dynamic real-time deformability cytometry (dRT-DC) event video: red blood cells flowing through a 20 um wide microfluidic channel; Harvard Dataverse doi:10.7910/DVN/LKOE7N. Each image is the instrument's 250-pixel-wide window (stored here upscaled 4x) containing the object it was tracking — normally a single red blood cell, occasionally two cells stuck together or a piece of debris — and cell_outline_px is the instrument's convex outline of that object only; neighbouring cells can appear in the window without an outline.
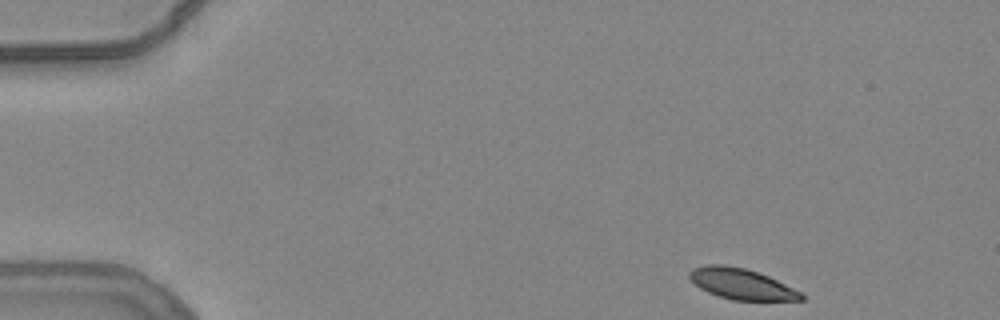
{"species": "common noctule bat (a hibernating species)", "species_latin": "Nyctalus noctula", "temperature_condition": "warm", "stored_images_in_passage": 49, "camera_frame_rate_fps": 3000, "um_per_image_px": 0.085, "animal": {"sex": "female", "body_mass_g": 24.6, "forearm_length_mm": 56.2}, "frame": {"image": 1, "passage_image": 1, "time_ms": 0.0, "image_size_px": [1000, 320], "cell_outline_px": [[804, 300], [732, 300], [708, 292], [700, 288], [688, 276], [688, 272], [692, 268], [708, 264], [724, 264], [744, 268], [768, 276], [804, 292]], "centroid_in_image_um": [63.04, 24.13], "position_along_channel_um": 22.0, "area_um2": 20.06}}
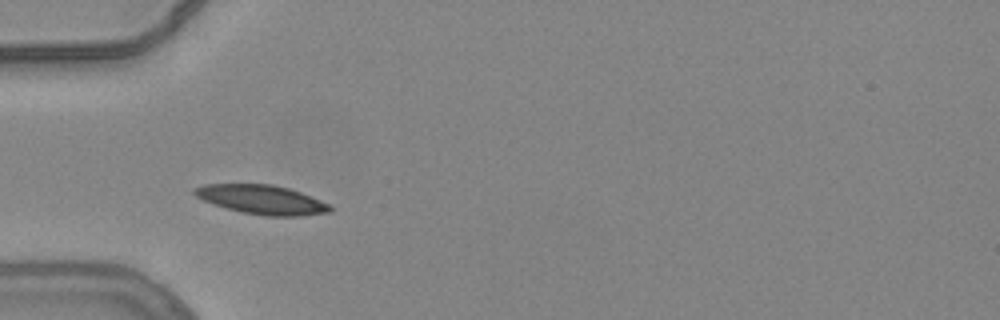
{"frame": {"image": 2, "passage_image": 12, "time_ms": 3.667, "image_size_px": [1000, 320], "cell_outline_px": [[332, 212], [300, 216], [264, 216], [240, 212], [212, 204], [196, 196], [192, 192], [192, 188], [204, 184], [272, 184], [288, 188], [300, 192], [320, 200], [328, 204], [332, 208]], "centroid_in_image_um": [22.23, 16.97], "position_along_channel_um": 62.8, "area_um2": 23.12}}
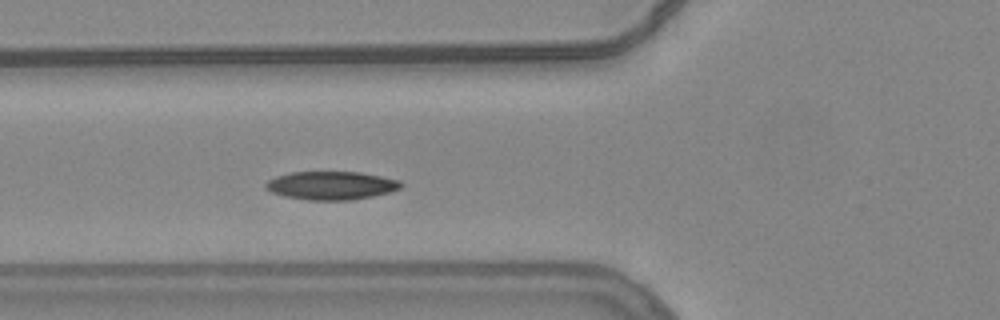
{"frame": {"image": 3, "passage_image": 15, "time_ms": 4.667, "image_size_px": [1000, 320], "cell_outline_px": [[404, 184], [400, 188], [392, 192], [352, 200], [308, 200], [284, 196], [272, 192], [264, 188], [264, 184], [268, 180], [276, 176], [292, 172], [360, 172], [400, 180]], "centroid_in_image_um": [28.16, 15.77], "position_along_channel_um": 97.6, "area_um2": 22.43}, "authors_computed_cell_mechanics": {"area_um2": 21.7328, "velocity_mm_per_s": 3.7678, "shape_relaxation_time_tau1_ms": 3.565, "shape_relaxation_time_tau2_ms": null, "deformation_change_tau1": 0.0997, "deformation_change_tau2": null}}